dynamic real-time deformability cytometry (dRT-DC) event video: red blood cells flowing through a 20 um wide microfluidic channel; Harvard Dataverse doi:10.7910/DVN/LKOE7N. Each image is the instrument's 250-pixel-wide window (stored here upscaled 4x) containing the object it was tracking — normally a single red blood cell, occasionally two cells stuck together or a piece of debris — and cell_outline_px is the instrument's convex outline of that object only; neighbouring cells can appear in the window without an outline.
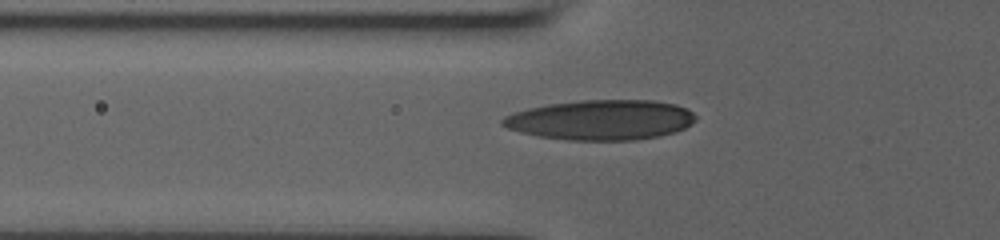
{"species": "human", "species_latin": "Homo sapiens", "temperature_condition": "room temperature", "stored_images_in_passage": 20, "camera_frame_rate_fps": 3000, "um_per_image_px": 0.085, "donor": {"sex": "male"}, "frame": {"image": 1, "passage_image": 3, "time_ms": 0.333, "image_size_px": [1000, 240], "cell_outline_px": [[696, 120], [692, 124], [676, 132], [660, 136], [636, 140], [568, 140], [540, 136], [520, 132], [508, 128], [500, 124], [500, 120], [504, 116], [512, 112], [528, 108], [548, 104], [580, 100], [652, 100], [676, 104], [688, 108], [696, 116]], "centroid_in_image_um": [51.1, 10.19], "position_along_channel_um": 74.7, "area_um2": 45.37}}
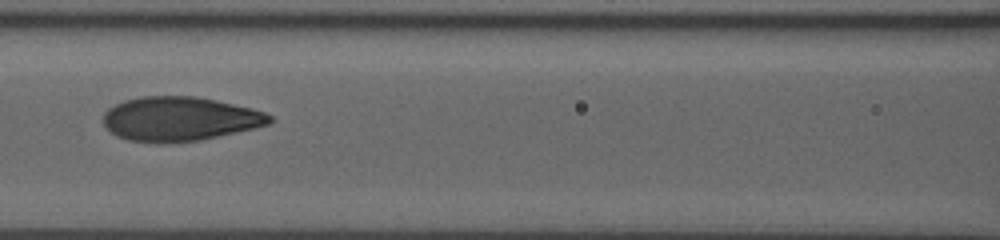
{"frame": {"image": 2, "passage_image": 13, "time_ms": 2.333, "image_size_px": [1000, 240], "cell_outline_px": [[272, 120], [268, 124], [236, 132], [200, 140], [128, 140], [116, 136], [104, 124], [104, 112], [108, 108], [124, 100], [140, 96], [196, 96], [216, 100], [252, 108], [264, 112], [272, 116]], "centroid_in_image_um": [15.28, 10.06], "position_along_channel_um": 151.3, "area_um2": 41.85}}
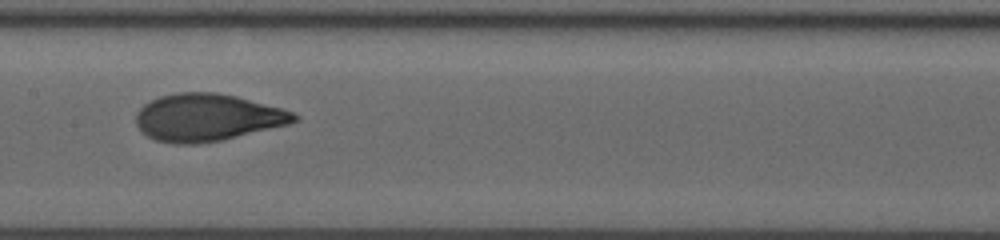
{"frame": {"image": 3, "passage_image": 19, "time_ms": 3.333, "image_size_px": [1000, 240], "cell_outline_px": [[300, 120], [288, 124], [220, 140], [192, 144], [172, 144], [156, 140], [140, 132], [136, 124], [136, 112], [144, 104], [160, 96], [176, 92], [216, 92], [236, 96], [280, 108], [292, 112], [300, 116]], "centroid_in_image_um": [17.58, 9.98], "position_along_channel_um": 189.8, "area_um2": 43.41}}